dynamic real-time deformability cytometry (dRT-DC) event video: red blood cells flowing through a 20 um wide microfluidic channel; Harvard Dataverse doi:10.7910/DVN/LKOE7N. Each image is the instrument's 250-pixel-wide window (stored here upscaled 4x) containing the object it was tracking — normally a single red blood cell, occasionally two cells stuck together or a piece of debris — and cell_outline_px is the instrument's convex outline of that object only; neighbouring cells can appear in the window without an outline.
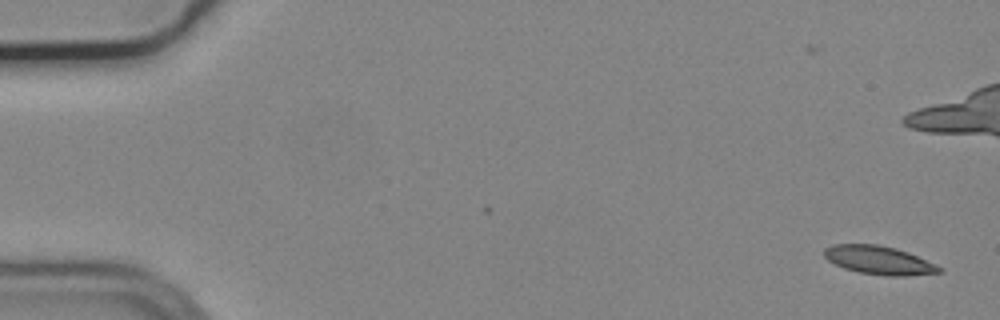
{"species": "common noctule bat (a hibernating species)", "species_latin": "Nyctalus noctula", "temperature_condition": "cold", "stored_images_in_passage": 55, "camera_frame_rate_fps": 3000, "um_per_image_px": 0.085, "animal": {"sex": "male", "body_mass_g": 19.2, "forearm_length_mm": 51.8}, "frame": {"image": 1, "passage_image": 1, "time_ms": 0.0, "image_size_px": [1000, 320], "cell_outline_px": [[944, 268], [940, 272], [904, 276], [888, 276], [860, 272], [844, 268], [828, 260], [824, 256], [824, 248], [832, 244], [880, 244], [896, 248], [908, 252], [936, 264]], "centroid_in_image_um": [74.71, 22.1], "position_along_channel_um": 10.3, "area_um2": 19.07}}
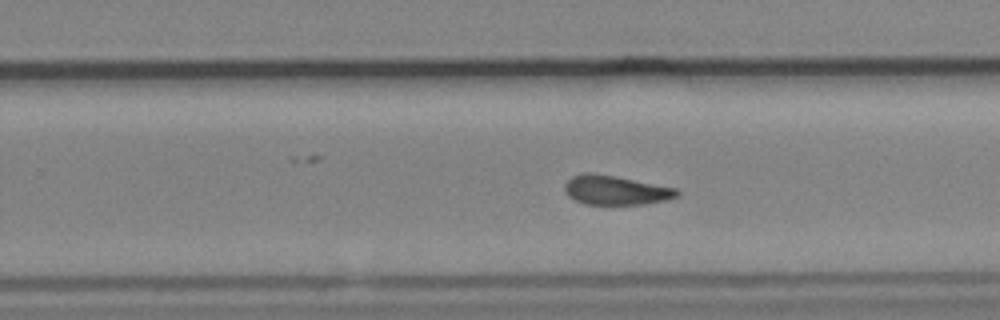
{"frame": {"image": 2, "passage_image": 34, "time_ms": 11.0, "image_size_px": [1000, 320], "cell_outline_px": [[680, 196], [664, 200], [644, 204], [584, 204], [568, 196], [564, 188], [564, 184], [572, 176], [584, 172], [592, 172], [676, 188], [680, 192]], "centroid_in_image_um": [52.31, 16.16], "position_along_channel_um": 277.5, "area_um2": 19.02}}
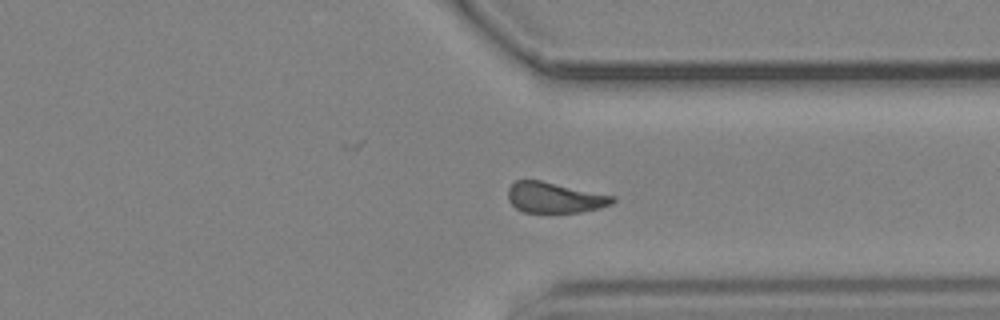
{"frame": {"image": 3, "passage_image": 41, "time_ms": 13.333, "image_size_px": [1000, 320], "cell_outline_px": [[616, 200], [612, 204], [600, 208], [580, 212], [524, 212], [516, 208], [508, 200], [508, 188], [516, 180], [540, 180], [616, 196]], "centroid_in_image_um": [47.16, 16.79], "position_along_channel_um": 364.2, "area_um2": 18.67}, "authors_computed_cell_mechanics": {"area_um2": 19.363, "velocity_mm_per_s": 3.7125, "shape_relaxation_time_tau1_ms": null, "shape_relaxation_time_tau2_ms": 4.7866, "deformation_change_tau1": null, "deformation_change_tau2": 0.1252}}